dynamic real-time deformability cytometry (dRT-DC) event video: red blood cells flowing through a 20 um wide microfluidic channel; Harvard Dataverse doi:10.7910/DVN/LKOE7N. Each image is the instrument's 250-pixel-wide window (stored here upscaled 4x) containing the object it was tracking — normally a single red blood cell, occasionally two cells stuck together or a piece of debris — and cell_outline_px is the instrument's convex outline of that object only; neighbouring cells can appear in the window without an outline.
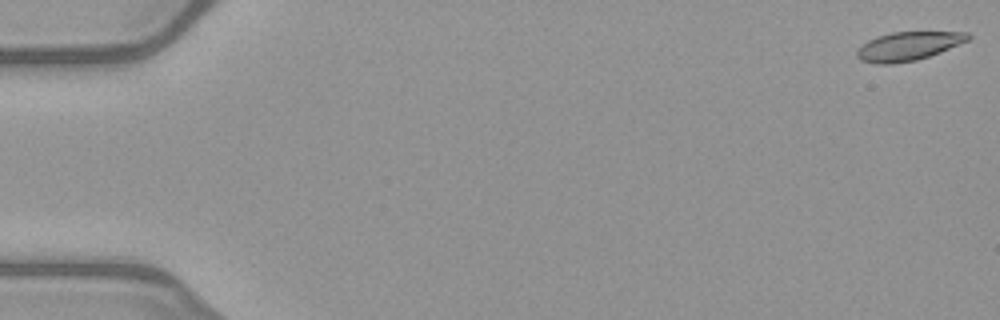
{"species": "common noctule bat (a hibernating species)", "species_latin": "Nyctalus noctula", "temperature_condition": "warm", "stored_images_in_passage": 52, "camera_frame_rate_fps": 3000, "um_per_image_px": 0.085, "animal": {"sex": "female", "body_mass_g": 21.9}, "frame": {"image": 1, "passage_image": 1, "time_ms": 0.0, "image_size_px": [1000, 320], "cell_outline_px": [[972, 36], [968, 40], [940, 52], [916, 60], [892, 64], [876, 64], [860, 60], [856, 56], [856, 52], [868, 40], [892, 32], [968, 32]], "centroid_in_image_um": [77.2, 3.93], "position_along_channel_um": 7.8, "area_um2": 18.32}}
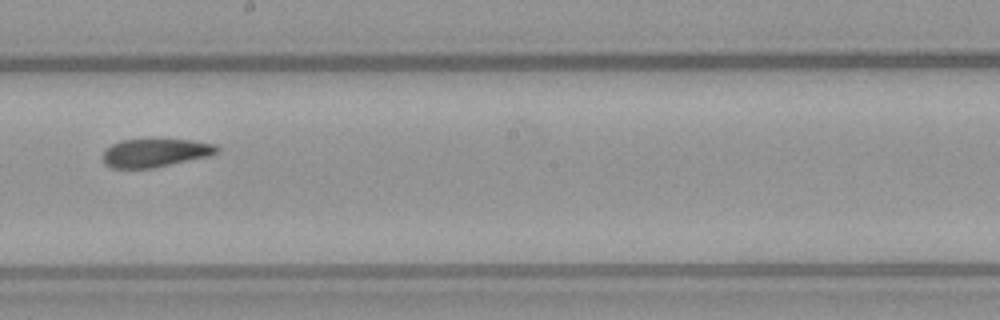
{"frame": {"image": 2, "passage_image": 30, "time_ms": 9.667, "image_size_px": [1000, 320], "cell_outline_px": [[220, 152], [208, 156], [152, 168], [112, 168], [104, 164], [100, 156], [112, 144], [120, 140], [192, 140], [216, 144], [220, 148]], "centroid_in_image_um": [13.19, 12.99], "position_along_channel_um": 235.0, "area_um2": 18.79}}
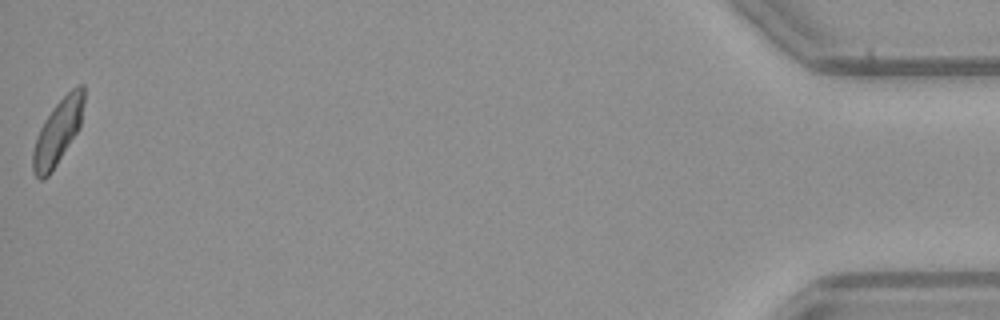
{"frame": {"image": 3, "passage_image": 52, "time_ms": 17.0, "image_size_px": [1000, 320], "cell_outline_px": [[84, 100], [80, 128], [52, 172], [44, 180], [40, 180], [32, 172], [32, 152], [36, 136], [44, 120], [52, 108], [76, 84], [84, 84]], "centroid_in_image_um": [4.9, 11.24], "position_along_channel_um": 430.3, "area_um2": 19.54}, "authors_computed_cell_mechanics": {"area_um2": 19.4497, "velocity_mm_per_s": 4.0206, "shape_relaxation_time_tau1_ms": 7.809, "shape_relaxation_time_tau2_ms": 2.094, "deformation_change_tau1": 0.1752, "deformation_change_tau2": 0.0756}}